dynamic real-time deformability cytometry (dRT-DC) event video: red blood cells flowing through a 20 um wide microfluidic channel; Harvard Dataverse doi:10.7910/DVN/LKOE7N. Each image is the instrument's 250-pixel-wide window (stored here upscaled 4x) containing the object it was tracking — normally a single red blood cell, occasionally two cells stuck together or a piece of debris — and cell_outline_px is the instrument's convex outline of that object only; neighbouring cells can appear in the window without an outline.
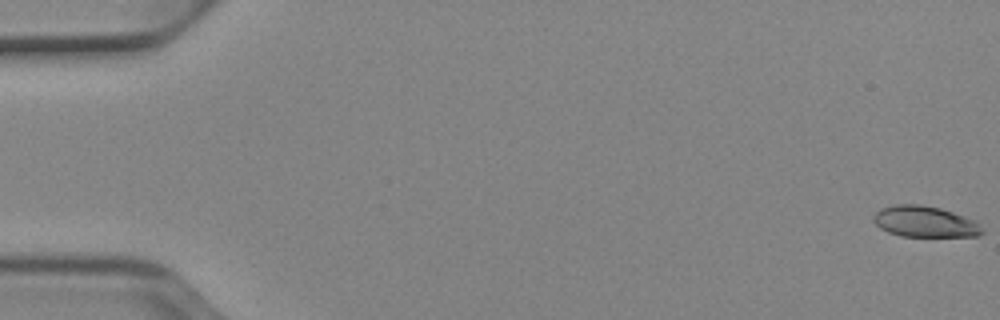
{"species": "Egyptian fruit bat (a non-hibernating species)", "species_latin": "Rousettus aegyptiacus", "temperature_condition": "cold", "stored_images_in_passage": 53, "camera_frame_rate_fps": 3000, "um_per_image_px": 0.085, "animal": {"sex": "female"}, "frame": {"image": 1, "passage_image": 1, "time_ms": 0.0, "image_size_px": [1000, 320], "cell_outline_px": [[984, 232], [976, 236], [900, 236], [888, 232], [880, 228], [872, 220], [872, 216], [880, 208], [896, 204], [920, 204], [940, 208], [976, 220], [980, 224]], "centroid_in_image_um": [78.59, 18.83], "position_along_channel_um": 6.4, "area_um2": 19.77}}
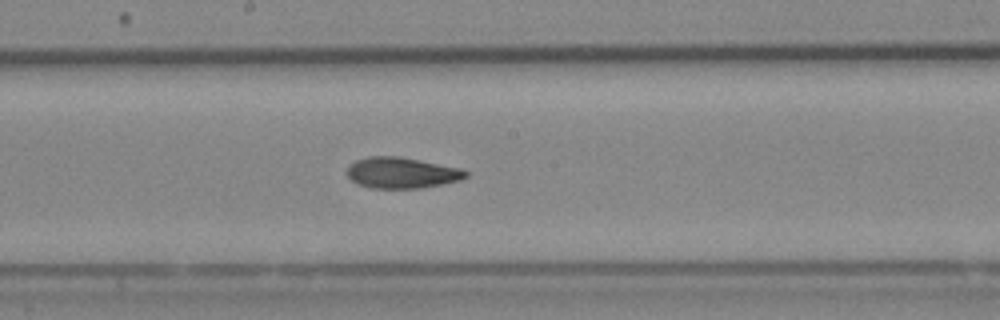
{"frame": {"image": 2, "passage_image": 29, "time_ms": 9.333, "image_size_px": [1000, 320], "cell_outline_px": [[468, 176], [460, 180], [444, 184], [420, 188], [372, 188], [356, 184], [344, 172], [356, 160], [368, 156], [396, 156], [464, 168], [468, 172]], "centroid_in_image_um": [34.16, 14.69], "position_along_channel_um": 214.0, "area_um2": 21.56}}
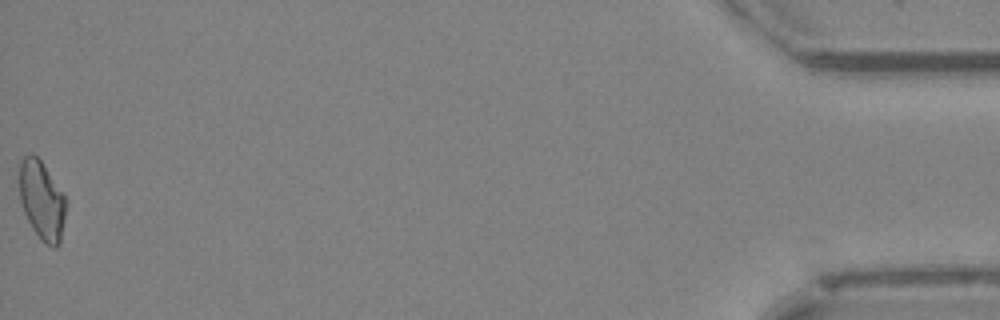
{"frame": {"image": 3, "passage_image": 53, "time_ms": 17.333, "image_size_px": [1000, 320], "cell_outline_px": [[68, 204], [60, 244], [56, 248], [52, 248], [40, 240], [32, 228], [24, 212], [20, 200], [20, 160], [24, 156], [32, 152], [40, 160], [68, 200]], "centroid_in_image_um": [3.59, 17.07], "position_along_channel_um": 431.6, "area_um2": 21.68}, "authors_computed_cell_mechanics": {"area_um2": 21.3282, "velocity_mm_per_s": 3.9231, "shape_relaxation_time_tau1_ms": 5.6891, "shape_relaxation_time_tau2_ms": 3.5503, "deformation_change_tau1": 0.1468, "deformation_change_tau2": 0.0992}}